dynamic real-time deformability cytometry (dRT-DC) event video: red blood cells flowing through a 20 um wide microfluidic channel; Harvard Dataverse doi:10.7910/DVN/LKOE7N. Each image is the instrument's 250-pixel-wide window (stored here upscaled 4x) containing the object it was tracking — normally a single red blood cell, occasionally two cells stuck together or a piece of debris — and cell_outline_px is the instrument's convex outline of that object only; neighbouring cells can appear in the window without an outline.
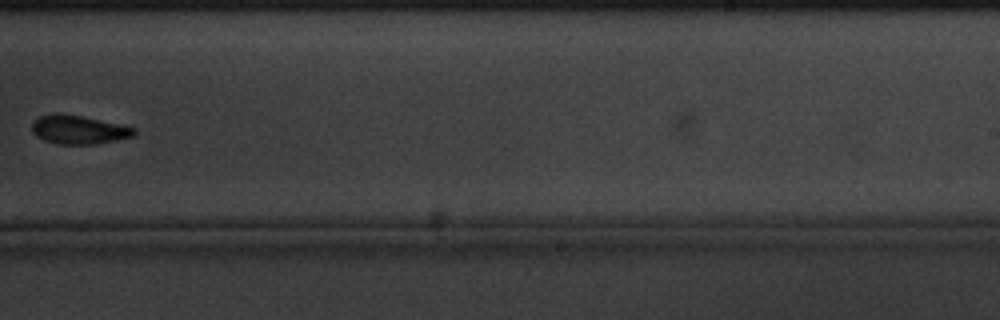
{"species": "common noctule bat (a hibernating species)", "species_latin": "Nyctalus noctula", "temperature_condition": "cold", "stored_images_in_passage": 18, "camera_frame_rate_fps": 3000, "um_per_image_px": 0.085, "animal": {"sex": "male", "body_mass_g": 20.1, "forearm_length_mm": 53.5}, "frame": {"image": 1, "passage_image": 11, "time_ms": 12.333, "image_size_px": [1000, 320], "cell_outline_px": [[136, 132], [132, 136], [116, 140], [92, 144], [56, 144], [44, 140], [36, 136], [32, 132], [32, 120], [40, 116], [52, 112], [56, 112], [80, 116], [136, 128]], "centroid_in_image_um": [6.61, 11.01], "position_along_channel_um": 282.4, "area_um2": 16.99}}
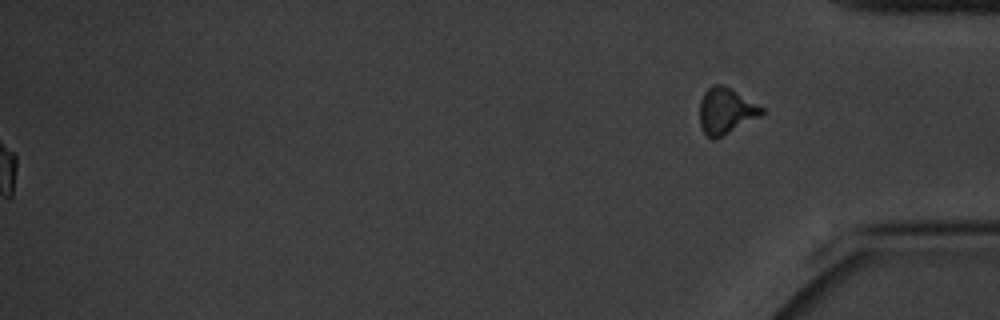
{"frame": {"image": 2, "passage_image": 18, "time_ms": 20.333, "image_size_px": [1000, 320], "cell_outline_px": [[764, 112], [760, 116], [716, 140], [712, 140], [704, 132], [700, 124], [700, 100], [704, 92], [712, 84], [724, 84], [732, 88], [764, 108]], "centroid_in_image_um": [61.69, 9.42], "position_along_channel_um": 373.5, "area_um2": 16.82}, "authors_computed_cell_mechanics": {"area_um2": 18.0047, "velocity_mm_per_s": 3.2476, "shape_relaxation_time_tau1_ms": 2.4706, "shape_relaxation_time_tau2_ms": 3.5995, "deformation_change_tau1": 0.086, "deformation_change_tau2": 0.0919}}